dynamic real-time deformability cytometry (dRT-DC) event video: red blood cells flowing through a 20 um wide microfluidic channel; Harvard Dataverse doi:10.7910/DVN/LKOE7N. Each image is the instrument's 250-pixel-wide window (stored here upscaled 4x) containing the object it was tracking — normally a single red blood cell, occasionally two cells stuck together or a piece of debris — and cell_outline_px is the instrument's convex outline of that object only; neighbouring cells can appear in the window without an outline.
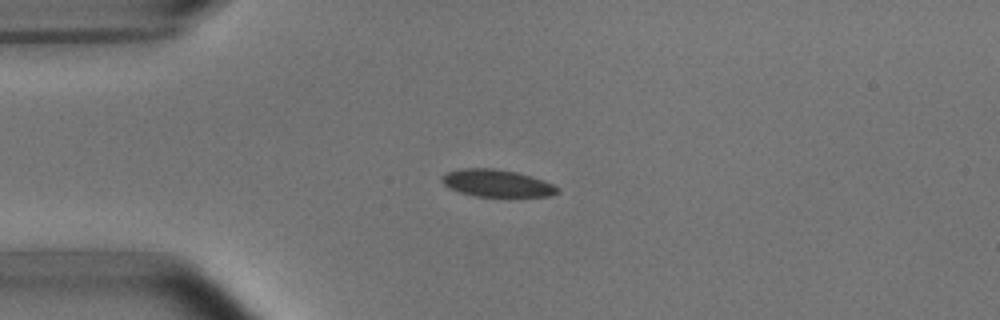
{"species": "common noctule bat (a hibernating species)", "species_latin": "Nyctalus noctula", "temperature_condition": "room temperature", "stored_images_in_passage": 4, "camera_frame_rate_fps": 3000, "um_per_image_px": 0.085, "animal": {"sex": "male", "body_mass_g": 15.6}, "frame": {"image": 1, "passage_image": 3, "time_ms": 2.333, "image_size_px": [1000, 320], "cell_outline_px": [[560, 192], [552, 196], [476, 196], [460, 192], [444, 184], [440, 180], [440, 176], [448, 172], [460, 168], [492, 168], [516, 172], [532, 176], [544, 180], [560, 188]], "centroid_in_image_um": [42.26, 15.56], "position_along_channel_um": 42.7, "area_um2": 18.32}}